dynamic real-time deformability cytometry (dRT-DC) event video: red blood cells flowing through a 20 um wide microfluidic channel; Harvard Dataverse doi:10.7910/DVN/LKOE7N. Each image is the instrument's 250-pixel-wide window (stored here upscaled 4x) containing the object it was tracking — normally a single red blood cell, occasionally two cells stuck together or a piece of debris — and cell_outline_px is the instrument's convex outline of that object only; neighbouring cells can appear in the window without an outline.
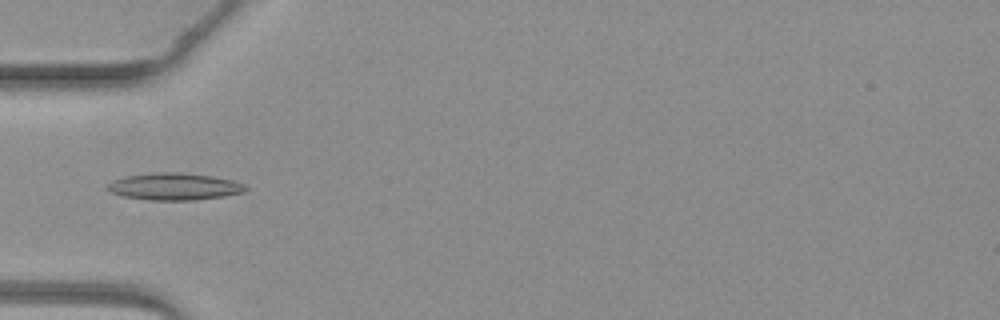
{"species": "common noctule bat (a hibernating species)", "species_latin": "Nyctalus noctula", "temperature_condition": "warm", "stored_images_in_passage": 4, "camera_frame_rate_fps": 3000, "um_per_image_px": 0.085, "animal": {"sex": "female", "body_mass_g": 19.3, "forearm_length_mm": 54.1}, "frame": {"image": 1, "passage_image": 4, "time_ms": 4.667, "image_size_px": [1000, 320], "cell_outline_px": [[248, 188], [244, 192], [224, 196], [196, 200], [148, 200], [124, 196], [112, 192], [108, 188], [108, 184], [112, 180], [124, 176], [156, 172], [180, 172], [212, 176], [232, 180], [244, 184]], "centroid_in_image_um": [14.84, 15.85], "position_along_channel_um": 70.2, "area_um2": 21.73}}